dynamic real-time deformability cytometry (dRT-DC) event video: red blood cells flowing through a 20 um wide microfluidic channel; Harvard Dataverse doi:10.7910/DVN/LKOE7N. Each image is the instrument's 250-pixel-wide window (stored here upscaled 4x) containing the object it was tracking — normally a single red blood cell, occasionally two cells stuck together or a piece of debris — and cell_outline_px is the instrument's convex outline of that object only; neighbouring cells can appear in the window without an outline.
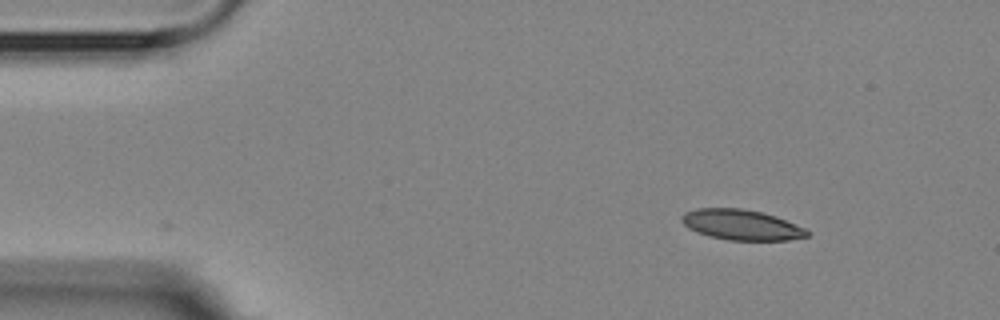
{"species": "Egyptian fruit bat (a non-hibernating species)", "species_latin": "Rousettus aegyptiacus", "temperature_condition": "room temperature", "stored_images_in_passage": 3, "camera_frame_rate_fps": 3000, "um_per_image_px": 0.085, "animal": {"sex": "female"}, "frame": {"image": 1, "passage_image": 1, "time_ms": 0.0, "image_size_px": [1000, 320], "cell_outline_px": [[812, 232], [808, 236], [788, 240], [728, 240], [708, 236], [696, 232], [688, 228], [680, 220], [680, 216], [684, 212], [696, 208], [740, 208], [760, 212], [776, 216], [804, 228]], "centroid_in_image_um": [62.98, 19.11], "position_along_channel_um": 22.0, "area_um2": 22.31}}